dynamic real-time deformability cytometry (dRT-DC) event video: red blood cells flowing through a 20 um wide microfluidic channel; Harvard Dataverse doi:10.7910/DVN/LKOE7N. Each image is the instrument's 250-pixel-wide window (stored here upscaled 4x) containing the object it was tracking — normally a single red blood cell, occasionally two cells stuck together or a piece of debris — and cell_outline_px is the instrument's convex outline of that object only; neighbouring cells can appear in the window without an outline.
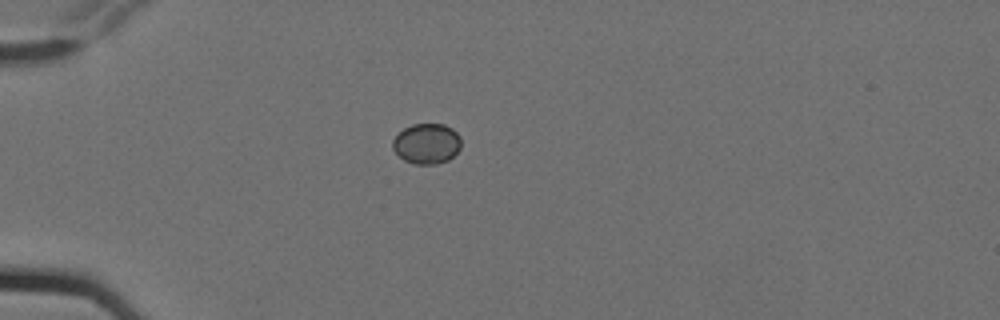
{"species": "Egyptian fruit bat (a non-hibernating species)", "species_latin": "Rousettus aegyptiacus", "temperature_condition": "cold", "stored_images_in_passage": 6, "camera_frame_rate_fps": 3000, "um_per_image_px": 0.085, "animal": {"sex": "female"}, "frame": {"image": 1, "passage_image": 6, "time_ms": 1.667, "image_size_px": [1000, 320], "cell_outline_px": [[460, 148], [448, 160], [436, 164], [416, 164], [404, 160], [392, 148], [392, 140], [404, 128], [412, 124], [444, 124], [452, 128], [460, 136]], "centroid_in_image_um": [36.27, 12.2], "position_along_channel_um": 48.7, "area_um2": 16.01}}